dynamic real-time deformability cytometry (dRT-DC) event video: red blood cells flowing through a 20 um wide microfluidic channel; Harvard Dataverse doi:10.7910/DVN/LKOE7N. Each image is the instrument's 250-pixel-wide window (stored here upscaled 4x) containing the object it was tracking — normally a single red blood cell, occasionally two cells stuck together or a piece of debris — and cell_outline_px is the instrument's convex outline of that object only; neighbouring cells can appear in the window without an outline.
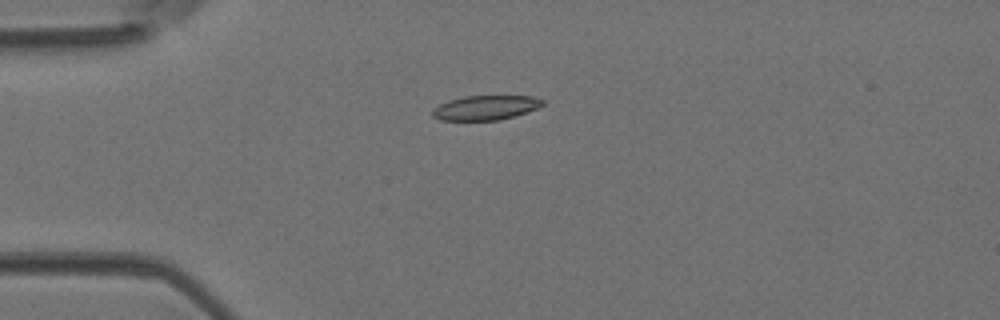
{"species": "Egyptian fruit bat (a non-hibernating species)", "species_latin": "Rousettus aegyptiacus", "temperature_condition": "room temperature", "stored_images_in_passage": 5, "camera_frame_rate_fps": 3000, "um_per_image_px": 0.085, "animal": {"sex": "female"}, "frame": {"image": 1, "passage_image": 3, "time_ms": 0.667, "image_size_px": [1000, 320], "cell_outline_px": [[544, 104], [536, 108], [500, 120], [440, 120], [432, 116], [432, 108], [448, 100], [464, 96], [532, 96], [544, 100]], "centroid_in_image_um": [41.22, 9.15], "position_along_channel_um": 43.8, "area_um2": 15.61}}
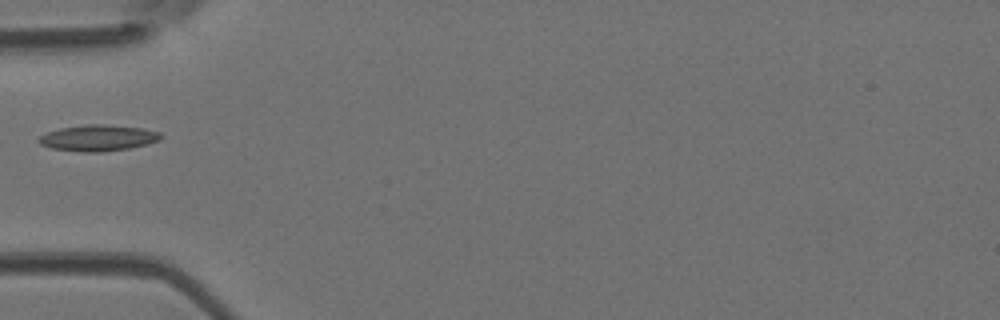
{"frame": {"image": 2, "passage_image": 4, "time_ms": 1.0, "image_size_px": [1000, 320], "cell_outline_px": [[160, 140], [148, 144], [128, 148], [100, 152], [84, 152], [52, 148], [40, 144], [36, 140], [40, 136], [48, 132], [60, 128], [88, 124], [104, 124], [144, 128], [160, 132]], "centroid_in_image_um": [8.34, 11.72], "position_along_channel_um": 76.7, "area_um2": 18.5}}
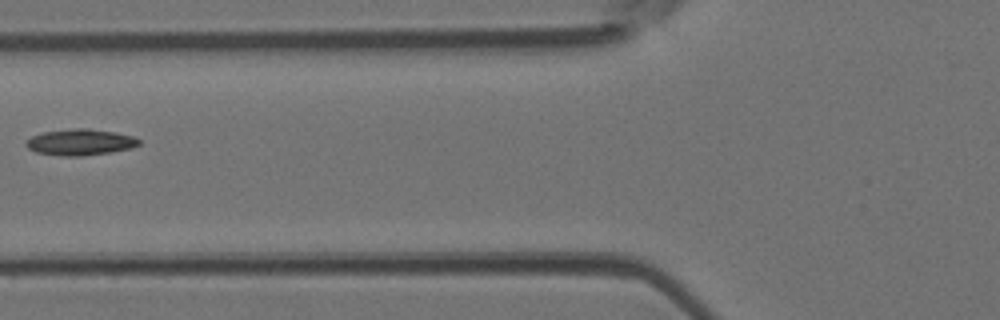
{"frame": {"image": 3, "passage_image": 5, "time_ms": 1.333, "image_size_px": [1000, 320], "cell_outline_px": [[140, 144], [132, 148], [108, 152], [80, 156], [64, 156], [36, 152], [28, 148], [24, 144], [32, 136], [44, 132], [72, 128], [88, 128], [116, 132], [136, 136], [140, 140]], "centroid_in_image_um": [6.86, 12.07], "position_along_channel_um": 118.9, "area_um2": 17.22}}